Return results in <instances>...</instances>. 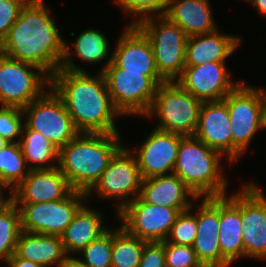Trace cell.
<instances>
[{
    "label": "cell",
    "mask_w": 266,
    "mask_h": 267,
    "mask_svg": "<svg viewBox=\"0 0 266 267\" xmlns=\"http://www.w3.org/2000/svg\"><path fill=\"white\" fill-rule=\"evenodd\" d=\"M65 42L61 68L51 77L50 87L61 97L80 133H118L115 117L121 113L115 108L105 78L96 77L78 68L72 61L71 50Z\"/></svg>",
    "instance_id": "cell-1"
},
{
    "label": "cell",
    "mask_w": 266,
    "mask_h": 267,
    "mask_svg": "<svg viewBox=\"0 0 266 267\" xmlns=\"http://www.w3.org/2000/svg\"><path fill=\"white\" fill-rule=\"evenodd\" d=\"M44 1L24 5L0 42V54L39 67L50 78L61 68L65 41Z\"/></svg>",
    "instance_id": "cell-2"
},
{
    "label": "cell",
    "mask_w": 266,
    "mask_h": 267,
    "mask_svg": "<svg viewBox=\"0 0 266 267\" xmlns=\"http://www.w3.org/2000/svg\"><path fill=\"white\" fill-rule=\"evenodd\" d=\"M119 133H79L59 150L58 166L74 191L87 193L123 147Z\"/></svg>",
    "instance_id": "cell-3"
},
{
    "label": "cell",
    "mask_w": 266,
    "mask_h": 267,
    "mask_svg": "<svg viewBox=\"0 0 266 267\" xmlns=\"http://www.w3.org/2000/svg\"><path fill=\"white\" fill-rule=\"evenodd\" d=\"M223 156L194 136H184L179 143L173 173L198 199L224 196L227 179L219 166Z\"/></svg>",
    "instance_id": "cell-4"
},
{
    "label": "cell",
    "mask_w": 266,
    "mask_h": 267,
    "mask_svg": "<svg viewBox=\"0 0 266 267\" xmlns=\"http://www.w3.org/2000/svg\"><path fill=\"white\" fill-rule=\"evenodd\" d=\"M232 133V162L244 154L259 129L266 128L264 89L242 81L225 98Z\"/></svg>",
    "instance_id": "cell-5"
},
{
    "label": "cell",
    "mask_w": 266,
    "mask_h": 267,
    "mask_svg": "<svg viewBox=\"0 0 266 267\" xmlns=\"http://www.w3.org/2000/svg\"><path fill=\"white\" fill-rule=\"evenodd\" d=\"M100 72L105 78L115 108L125 116H146L153 104L157 87L166 82L162 76L125 72V69L119 68L112 61V55Z\"/></svg>",
    "instance_id": "cell-6"
},
{
    "label": "cell",
    "mask_w": 266,
    "mask_h": 267,
    "mask_svg": "<svg viewBox=\"0 0 266 267\" xmlns=\"http://www.w3.org/2000/svg\"><path fill=\"white\" fill-rule=\"evenodd\" d=\"M202 101L184 90L176 81H166L156 89L153 104L146 114L158 117L157 129L193 136L199 120Z\"/></svg>",
    "instance_id": "cell-7"
},
{
    "label": "cell",
    "mask_w": 266,
    "mask_h": 267,
    "mask_svg": "<svg viewBox=\"0 0 266 267\" xmlns=\"http://www.w3.org/2000/svg\"><path fill=\"white\" fill-rule=\"evenodd\" d=\"M136 26L150 40L159 74L166 81H175L185 68L188 36L165 15L146 18Z\"/></svg>",
    "instance_id": "cell-8"
},
{
    "label": "cell",
    "mask_w": 266,
    "mask_h": 267,
    "mask_svg": "<svg viewBox=\"0 0 266 267\" xmlns=\"http://www.w3.org/2000/svg\"><path fill=\"white\" fill-rule=\"evenodd\" d=\"M28 106L22 108L27 116L25 125L47 138L58 150L80 132L75 128L61 97L50 87Z\"/></svg>",
    "instance_id": "cell-9"
},
{
    "label": "cell",
    "mask_w": 266,
    "mask_h": 267,
    "mask_svg": "<svg viewBox=\"0 0 266 267\" xmlns=\"http://www.w3.org/2000/svg\"><path fill=\"white\" fill-rule=\"evenodd\" d=\"M50 83L51 78L39 67L0 55L1 106H28L45 92L43 88L46 84L49 87Z\"/></svg>",
    "instance_id": "cell-10"
},
{
    "label": "cell",
    "mask_w": 266,
    "mask_h": 267,
    "mask_svg": "<svg viewBox=\"0 0 266 267\" xmlns=\"http://www.w3.org/2000/svg\"><path fill=\"white\" fill-rule=\"evenodd\" d=\"M134 154L132 149L122 147L111 159L95 185L86 193L87 199L93 192L100 197L117 198L121 200L117 213L136 199L140 195L143 178ZM132 195L134 197L130 198Z\"/></svg>",
    "instance_id": "cell-11"
},
{
    "label": "cell",
    "mask_w": 266,
    "mask_h": 267,
    "mask_svg": "<svg viewBox=\"0 0 266 267\" xmlns=\"http://www.w3.org/2000/svg\"><path fill=\"white\" fill-rule=\"evenodd\" d=\"M87 199L86 193L73 191L68 197L53 202L16 204L21 214L22 230L30 233L59 235L71 223Z\"/></svg>",
    "instance_id": "cell-12"
},
{
    "label": "cell",
    "mask_w": 266,
    "mask_h": 267,
    "mask_svg": "<svg viewBox=\"0 0 266 267\" xmlns=\"http://www.w3.org/2000/svg\"><path fill=\"white\" fill-rule=\"evenodd\" d=\"M180 212L176 208L156 206L140 196L129 202L117 215L130 235L147 242L165 241Z\"/></svg>",
    "instance_id": "cell-13"
},
{
    "label": "cell",
    "mask_w": 266,
    "mask_h": 267,
    "mask_svg": "<svg viewBox=\"0 0 266 267\" xmlns=\"http://www.w3.org/2000/svg\"><path fill=\"white\" fill-rule=\"evenodd\" d=\"M225 65V62H208L185 66L175 81L202 102L223 100L242 82L234 83Z\"/></svg>",
    "instance_id": "cell-14"
},
{
    "label": "cell",
    "mask_w": 266,
    "mask_h": 267,
    "mask_svg": "<svg viewBox=\"0 0 266 267\" xmlns=\"http://www.w3.org/2000/svg\"><path fill=\"white\" fill-rule=\"evenodd\" d=\"M244 257L266 260V197L251 183L242 189Z\"/></svg>",
    "instance_id": "cell-15"
},
{
    "label": "cell",
    "mask_w": 266,
    "mask_h": 267,
    "mask_svg": "<svg viewBox=\"0 0 266 267\" xmlns=\"http://www.w3.org/2000/svg\"><path fill=\"white\" fill-rule=\"evenodd\" d=\"M184 136L155 128L136 150L143 179L173 173L180 140Z\"/></svg>",
    "instance_id": "cell-16"
},
{
    "label": "cell",
    "mask_w": 266,
    "mask_h": 267,
    "mask_svg": "<svg viewBox=\"0 0 266 267\" xmlns=\"http://www.w3.org/2000/svg\"><path fill=\"white\" fill-rule=\"evenodd\" d=\"M197 208V233L193 244L204 267H229L219 245V197H204Z\"/></svg>",
    "instance_id": "cell-17"
},
{
    "label": "cell",
    "mask_w": 266,
    "mask_h": 267,
    "mask_svg": "<svg viewBox=\"0 0 266 267\" xmlns=\"http://www.w3.org/2000/svg\"><path fill=\"white\" fill-rule=\"evenodd\" d=\"M73 188L59 166L29 170L27 177L14 189L15 204L46 203L68 197Z\"/></svg>",
    "instance_id": "cell-18"
},
{
    "label": "cell",
    "mask_w": 266,
    "mask_h": 267,
    "mask_svg": "<svg viewBox=\"0 0 266 267\" xmlns=\"http://www.w3.org/2000/svg\"><path fill=\"white\" fill-rule=\"evenodd\" d=\"M112 53V61L125 72L161 76L157 70L150 40L136 26L127 25Z\"/></svg>",
    "instance_id": "cell-19"
},
{
    "label": "cell",
    "mask_w": 266,
    "mask_h": 267,
    "mask_svg": "<svg viewBox=\"0 0 266 267\" xmlns=\"http://www.w3.org/2000/svg\"><path fill=\"white\" fill-rule=\"evenodd\" d=\"M225 100L202 102L194 137L223 155L232 163V133Z\"/></svg>",
    "instance_id": "cell-20"
},
{
    "label": "cell",
    "mask_w": 266,
    "mask_h": 267,
    "mask_svg": "<svg viewBox=\"0 0 266 267\" xmlns=\"http://www.w3.org/2000/svg\"><path fill=\"white\" fill-rule=\"evenodd\" d=\"M219 197V245L222 256L232 264L244 257L242 241V190Z\"/></svg>",
    "instance_id": "cell-21"
},
{
    "label": "cell",
    "mask_w": 266,
    "mask_h": 267,
    "mask_svg": "<svg viewBox=\"0 0 266 267\" xmlns=\"http://www.w3.org/2000/svg\"><path fill=\"white\" fill-rule=\"evenodd\" d=\"M139 196L149 204L176 208L179 212L191 208L188 197L197 200L175 173L143 179Z\"/></svg>",
    "instance_id": "cell-22"
},
{
    "label": "cell",
    "mask_w": 266,
    "mask_h": 267,
    "mask_svg": "<svg viewBox=\"0 0 266 267\" xmlns=\"http://www.w3.org/2000/svg\"><path fill=\"white\" fill-rule=\"evenodd\" d=\"M240 43V38L219 33L218 30L189 36L185 47V66H198L208 62H225Z\"/></svg>",
    "instance_id": "cell-23"
},
{
    "label": "cell",
    "mask_w": 266,
    "mask_h": 267,
    "mask_svg": "<svg viewBox=\"0 0 266 267\" xmlns=\"http://www.w3.org/2000/svg\"><path fill=\"white\" fill-rule=\"evenodd\" d=\"M15 254L24 260L43 267L60 266L69 257L59 235L38 234L21 231Z\"/></svg>",
    "instance_id": "cell-24"
},
{
    "label": "cell",
    "mask_w": 266,
    "mask_h": 267,
    "mask_svg": "<svg viewBox=\"0 0 266 267\" xmlns=\"http://www.w3.org/2000/svg\"><path fill=\"white\" fill-rule=\"evenodd\" d=\"M209 0H170L165 14L189 36L217 30Z\"/></svg>",
    "instance_id": "cell-25"
},
{
    "label": "cell",
    "mask_w": 266,
    "mask_h": 267,
    "mask_svg": "<svg viewBox=\"0 0 266 267\" xmlns=\"http://www.w3.org/2000/svg\"><path fill=\"white\" fill-rule=\"evenodd\" d=\"M102 215L98 211L82 205L75 213L71 223L61 234L64 250L68 253H80L91 241L98 238L107 229L102 225Z\"/></svg>",
    "instance_id": "cell-26"
},
{
    "label": "cell",
    "mask_w": 266,
    "mask_h": 267,
    "mask_svg": "<svg viewBox=\"0 0 266 267\" xmlns=\"http://www.w3.org/2000/svg\"><path fill=\"white\" fill-rule=\"evenodd\" d=\"M19 140L26 164L29 165L27 166L29 170L50 169L58 166L59 150L40 133L29 129L24 124L21 139ZM50 160H54L57 163L54 165L49 164Z\"/></svg>",
    "instance_id": "cell-27"
},
{
    "label": "cell",
    "mask_w": 266,
    "mask_h": 267,
    "mask_svg": "<svg viewBox=\"0 0 266 267\" xmlns=\"http://www.w3.org/2000/svg\"><path fill=\"white\" fill-rule=\"evenodd\" d=\"M146 242L130 235L123 227L112 230V267H138Z\"/></svg>",
    "instance_id": "cell-28"
},
{
    "label": "cell",
    "mask_w": 266,
    "mask_h": 267,
    "mask_svg": "<svg viewBox=\"0 0 266 267\" xmlns=\"http://www.w3.org/2000/svg\"><path fill=\"white\" fill-rule=\"evenodd\" d=\"M25 166L27 164L19 142L8 143L0 151V186L11 187L10 190L14 191L29 173V168Z\"/></svg>",
    "instance_id": "cell-29"
},
{
    "label": "cell",
    "mask_w": 266,
    "mask_h": 267,
    "mask_svg": "<svg viewBox=\"0 0 266 267\" xmlns=\"http://www.w3.org/2000/svg\"><path fill=\"white\" fill-rule=\"evenodd\" d=\"M21 231V214L13 202L0 214V261H6L15 253Z\"/></svg>",
    "instance_id": "cell-30"
},
{
    "label": "cell",
    "mask_w": 266,
    "mask_h": 267,
    "mask_svg": "<svg viewBox=\"0 0 266 267\" xmlns=\"http://www.w3.org/2000/svg\"><path fill=\"white\" fill-rule=\"evenodd\" d=\"M73 43L75 54L87 63L103 60L109 51L108 40L104 33L94 29L85 30Z\"/></svg>",
    "instance_id": "cell-31"
},
{
    "label": "cell",
    "mask_w": 266,
    "mask_h": 267,
    "mask_svg": "<svg viewBox=\"0 0 266 267\" xmlns=\"http://www.w3.org/2000/svg\"><path fill=\"white\" fill-rule=\"evenodd\" d=\"M84 260L75 258L83 267H112V230L108 229L81 251Z\"/></svg>",
    "instance_id": "cell-32"
},
{
    "label": "cell",
    "mask_w": 266,
    "mask_h": 267,
    "mask_svg": "<svg viewBox=\"0 0 266 267\" xmlns=\"http://www.w3.org/2000/svg\"><path fill=\"white\" fill-rule=\"evenodd\" d=\"M192 207L178 214L165 242L193 246L197 233V213L190 214Z\"/></svg>",
    "instance_id": "cell-33"
},
{
    "label": "cell",
    "mask_w": 266,
    "mask_h": 267,
    "mask_svg": "<svg viewBox=\"0 0 266 267\" xmlns=\"http://www.w3.org/2000/svg\"><path fill=\"white\" fill-rule=\"evenodd\" d=\"M169 1L170 0H115L114 2L121 6L127 15L129 13L133 14V16L141 14V17L136 16L132 24H129L137 25L146 18L154 17L155 15H165L168 10ZM156 12H158V14H156Z\"/></svg>",
    "instance_id": "cell-34"
},
{
    "label": "cell",
    "mask_w": 266,
    "mask_h": 267,
    "mask_svg": "<svg viewBox=\"0 0 266 267\" xmlns=\"http://www.w3.org/2000/svg\"><path fill=\"white\" fill-rule=\"evenodd\" d=\"M22 117H24L22 108L16 106H1L0 108V137L8 143L15 141L17 136L22 135L24 127Z\"/></svg>",
    "instance_id": "cell-35"
},
{
    "label": "cell",
    "mask_w": 266,
    "mask_h": 267,
    "mask_svg": "<svg viewBox=\"0 0 266 267\" xmlns=\"http://www.w3.org/2000/svg\"><path fill=\"white\" fill-rule=\"evenodd\" d=\"M166 267H204L193 246L177 245L164 241Z\"/></svg>",
    "instance_id": "cell-36"
},
{
    "label": "cell",
    "mask_w": 266,
    "mask_h": 267,
    "mask_svg": "<svg viewBox=\"0 0 266 267\" xmlns=\"http://www.w3.org/2000/svg\"><path fill=\"white\" fill-rule=\"evenodd\" d=\"M23 6L19 0H0V42L18 19Z\"/></svg>",
    "instance_id": "cell-37"
},
{
    "label": "cell",
    "mask_w": 266,
    "mask_h": 267,
    "mask_svg": "<svg viewBox=\"0 0 266 267\" xmlns=\"http://www.w3.org/2000/svg\"><path fill=\"white\" fill-rule=\"evenodd\" d=\"M138 267H166L164 241L146 242Z\"/></svg>",
    "instance_id": "cell-38"
},
{
    "label": "cell",
    "mask_w": 266,
    "mask_h": 267,
    "mask_svg": "<svg viewBox=\"0 0 266 267\" xmlns=\"http://www.w3.org/2000/svg\"><path fill=\"white\" fill-rule=\"evenodd\" d=\"M9 267H43L42 265L19 258L15 253L11 255L6 261Z\"/></svg>",
    "instance_id": "cell-39"
},
{
    "label": "cell",
    "mask_w": 266,
    "mask_h": 267,
    "mask_svg": "<svg viewBox=\"0 0 266 267\" xmlns=\"http://www.w3.org/2000/svg\"><path fill=\"white\" fill-rule=\"evenodd\" d=\"M3 189L4 187H0V214L3 213L13 202V191L10 192V196L8 198H3Z\"/></svg>",
    "instance_id": "cell-40"
},
{
    "label": "cell",
    "mask_w": 266,
    "mask_h": 267,
    "mask_svg": "<svg viewBox=\"0 0 266 267\" xmlns=\"http://www.w3.org/2000/svg\"><path fill=\"white\" fill-rule=\"evenodd\" d=\"M250 2L262 16H266V0H251Z\"/></svg>",
    "instance_id": "cell-41"
},
{
    "label": "cell",
    "mask_w": 266,
    "mask_h": 267,
    "mask_svg": "<svg viewBox=\"0 0 266 267\" xmlns=\"http://www.w3.org/2000/svg\"><path fill=\"white\" fill-rule=\"evenodd\" d=\"M60 267H83L75 257H69Z\"/></svg>",
    "instance_id": "cell-42"
},
{
    "label": "cell",
    "mask_w": 266,
    "mask_h": 267,
    "mask_svg": "<svg viewBox=\"0 0 266 267\" xmlns=\"http://www.w3.org/2000/svg\"><path fill=\"white\" fill-rule=\"evenodd\" d=\"M24 5H31L42 2L43 0H19Z\"/></svg>",
    "instance_id": "cell-43"
},
{
    "label": "cell",
    "mask_w": 266,
    "mask_h": 267,
    "mask_svg": "<svg viewBox=\"0 0 266 267\" xmlns=\"http://www.w3.org/2000/svg\"><path fill=\"white\" fill-rule=\"evenodd\" d=\"M8 144V142L0 137V151Z\"/></svg>",
    "instance_id": "cell-44"
}]
</instances>
